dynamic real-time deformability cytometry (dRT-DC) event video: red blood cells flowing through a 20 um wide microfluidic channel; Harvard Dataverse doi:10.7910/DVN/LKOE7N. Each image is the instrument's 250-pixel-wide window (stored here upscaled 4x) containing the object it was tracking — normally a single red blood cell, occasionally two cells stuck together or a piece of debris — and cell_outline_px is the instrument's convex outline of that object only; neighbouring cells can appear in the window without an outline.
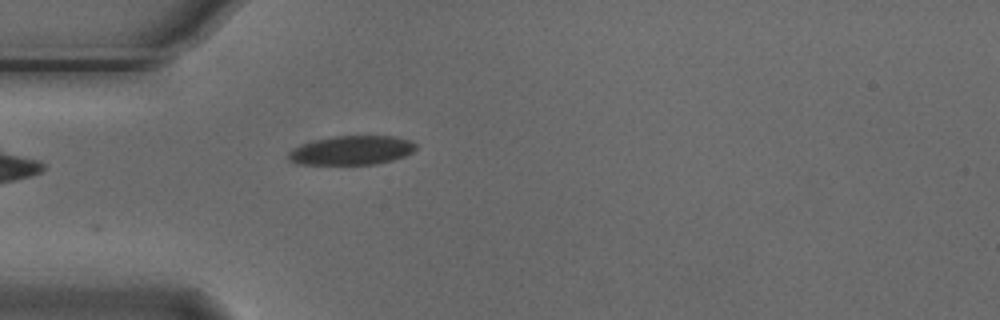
{"species": "Egyptian fruit bat (a non-hibernating species)", "species_latin": "Rousettus aegyptiacus", "temperature_condition": "cold", "stored_images_in_passage": 1, "camera_frame_rate_fps": 3000, "um_per_image_px": 0.085, "animal": {"sex": "male"}, "frame": {"image": 1, "passage_image": 1, "time_ms": 0.0, "image_size_px": [1000, 320], "cell_outline_px": [[416, 148], [412, 152], [404, 156], [392, 160], [376, 164], [296, 164], [288, 156], [288, 152], [300, 144], [316, 140], [336, 136], [392, 136], [412, 140], [416, 144]], "centroid_in_image_um": [29.91, 12.77], "position_along_channel_um": 55.1, "area_um2": 21.44}}